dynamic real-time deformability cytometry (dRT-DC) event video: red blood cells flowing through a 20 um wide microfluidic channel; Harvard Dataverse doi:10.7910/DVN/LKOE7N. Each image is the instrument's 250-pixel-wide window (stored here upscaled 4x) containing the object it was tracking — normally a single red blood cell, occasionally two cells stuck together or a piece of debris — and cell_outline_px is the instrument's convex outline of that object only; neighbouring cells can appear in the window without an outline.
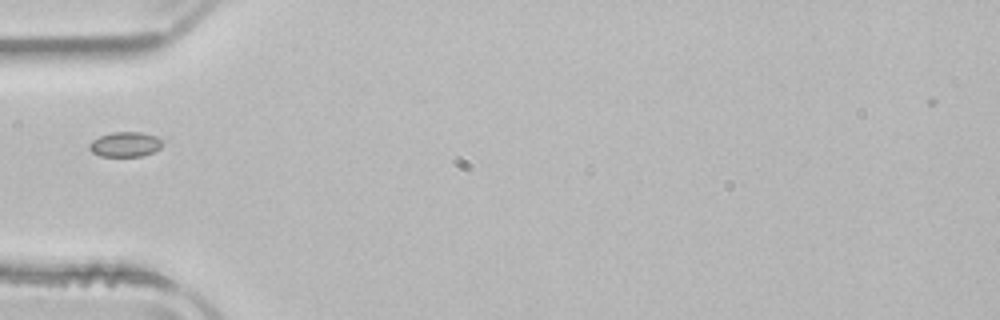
{"species": "common noctule bat (a hibernating species)", "species_latin": "Nyctalus noctula", "temperature_condition": "room temperature", "stored_images_in_passage": 36, "camera_frame_rate_fps": 3000, "um_per_image_px": 0.085, "animal": {"sex": "male", "body_mass_g": 21.5, "forearm_length_mm": 52.0}, "frame": {"image": 1, "passage_image": 1, "time_ms": 0.0, "image_size_px": [1000, 320], "cell_outline_px": [[164, 144], [160, 148], [152, 152], [140, 156], [100, 156], [92, 152], [88, 148], [88, 144], [92, 140], [100, 136], [112, 132], [140, 132], [156, 136]], "centroid_in_image_um": [10.61, 12.27], "position_along_channel_um": 74.4, "area_um2": 10.58}}
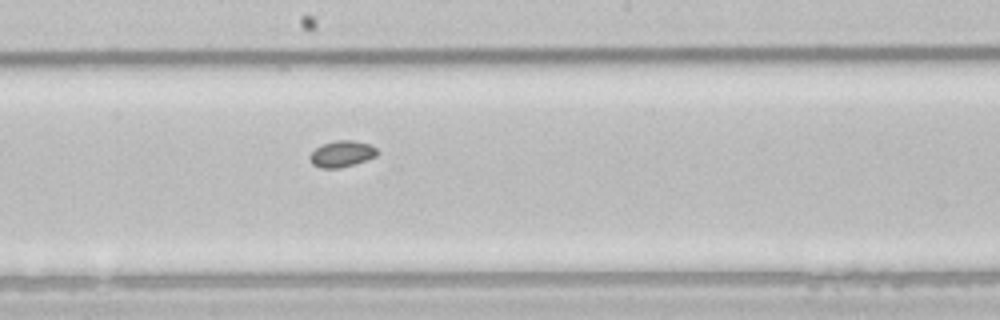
{"frame": {"image": 2, "passage_image": 12, "time_ms": 3.667, "image_size_px": [1000, 320], "cell_outline_px": [[380, 152], [376, 156], [340, 168], [320, 168], [312, 164], [308, 156], [320, 144], [336, 140], [352, 140], [368, 144], [376, 148]], "centroid_in_image_um": [29.02, 13.07], "position_along_channel_um": 219.2, "area_um2": 10.29}}
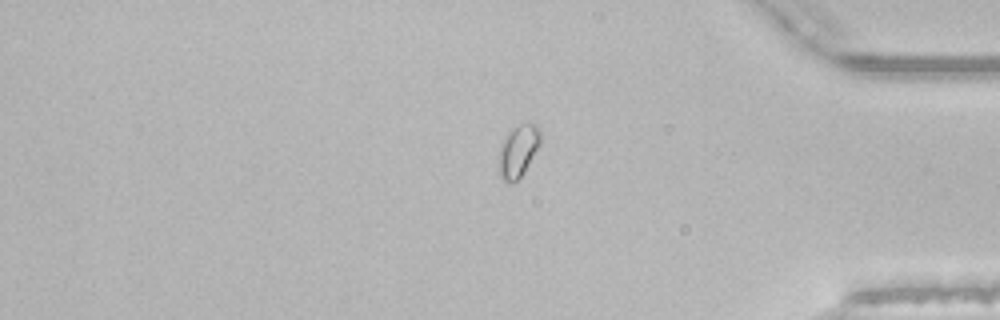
{"frame": {"image": 3, "passage_image": 27, "time_ms": 8.667, "image_size_px": [1000, 320], "cell_outline_px": [[540, 144], [524, 172], [512, 184], [508, 184], [500, 176], [500, 152], [504, 140], [508, 132], [512, 128], [520, 124], [536, 124], [540, 128]], "centroid_in_image_um": [44.07, 12.83], "position_along_channel_um": 391.1, "area_um2": 12.25}}